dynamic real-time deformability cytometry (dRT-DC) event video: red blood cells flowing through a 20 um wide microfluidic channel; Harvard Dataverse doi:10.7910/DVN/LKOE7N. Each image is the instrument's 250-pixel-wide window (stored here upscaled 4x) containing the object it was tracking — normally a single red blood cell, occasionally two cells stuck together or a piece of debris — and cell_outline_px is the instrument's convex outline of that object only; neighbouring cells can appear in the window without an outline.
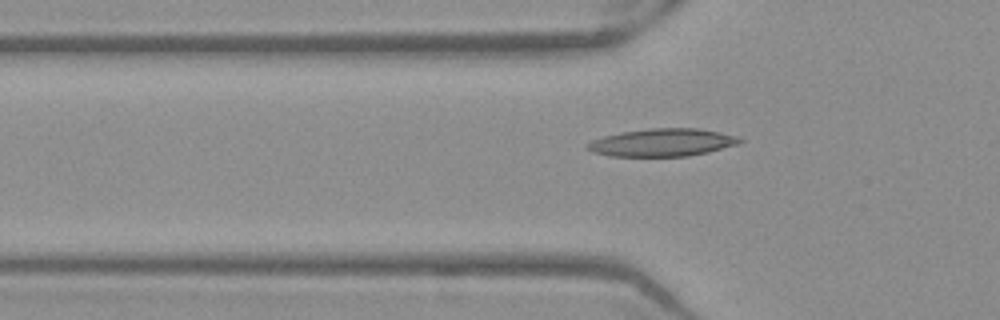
{"species": "Egyptian fruit bat (a non-hibernating species)", "species_latin": "Rousettus aegyptiacus", "temperature_condition": "warm", "stored_images_in_passage": 51, "camera_frame_rate_fps": 3000, "um_per_image_px": 0.085, "frame": {"image": 1, "passage_image": 17, "time_ms": 5.333, "image_size_px": [1000, 320], "cell_outline_px": [[744, 140], [740, 144], [708, 152], [688, 156], [608, 156], [592, 152], [584, 148], [584, 144], [592, 140], [604, 136], [620, 132], [648, 128], [696, 128], [720, 132], [740, 136]], "centroid_in_image_um": [56.29, 12.11], "position_along_channel_um": 69.5, "area_um2": 24.97}}
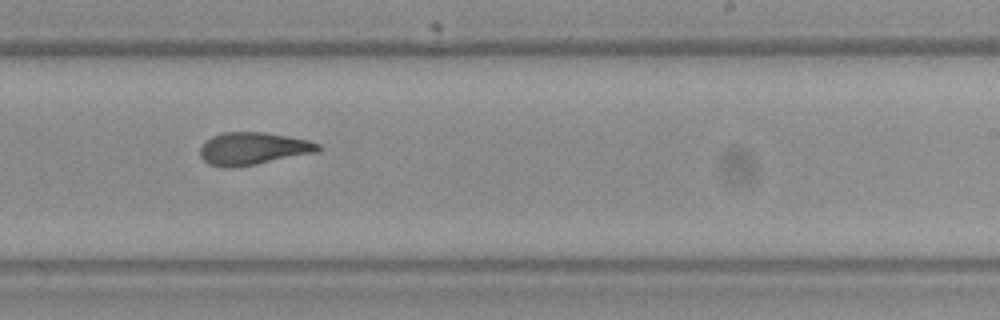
{"frame": {"image": 2, "passage_image": 32, "time_ms": 10.333, "image_size_px": [1000, 320], "cell_outline_px": [[324, 148], [316, 152], [256, 164], [232, 168], [224, 168], [208, 164], [200, 156], [200, 148], [212, 136], [224, 132], [264, 132], [288, 136], [308, 140], [320, 144]], "centroid_in_image_um": [21.52, 12.63], "position_along_channel_um": 267.5, "area_um2": 22.31}}
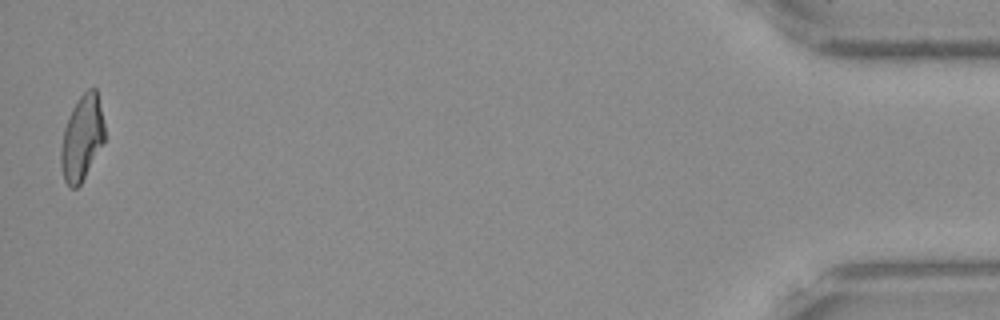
{"frame": {"image": 3, "passage_image": 51, "time_ms": 16.667, "image_size_px": [1000, 320], "cell_outline_px": [[104, 140], [80, 184], [76, 188], [68, 188], [64, 180], [60, 164], [60, 148], [64, 128], [68, 116], [72, 108], [80, 96], [88, 88], [96, 88], [104, 124]], "centroid_in_image_um": [6.93, 11.73], "position_along_channel_um": 428.3, "area_um2": 21.44}, "authors_computed_cell_mechanics": {"area_um2": 22.4264, "velocity_mm_per_s": 3.9464, "shape_relaxation_time_tau1_ms": null, "shape_relaxation_time_tau2_ms": 2.6173, "deformation_change_tau1": null, "deformation_change_tau2": 0.112}}